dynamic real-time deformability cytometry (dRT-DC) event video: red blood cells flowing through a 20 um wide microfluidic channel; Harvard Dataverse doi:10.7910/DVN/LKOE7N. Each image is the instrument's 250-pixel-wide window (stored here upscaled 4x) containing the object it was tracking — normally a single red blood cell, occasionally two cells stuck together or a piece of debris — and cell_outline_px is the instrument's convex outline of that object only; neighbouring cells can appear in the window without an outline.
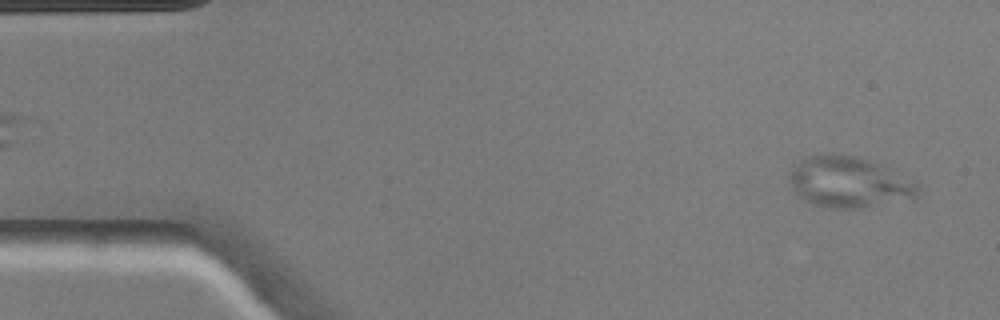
{"species": "common noctule bat (a hibernating species)", "species_latin": "Nyctalus noctula", "temperature_condition": "warm", "stored_images_in_passage": 48, "camera_frame_rate_fps": 3000, "um_per_image_px": 0.085, "animal": {"sex": "male", "body_mass_g": 20.5, "forearm_length_mm": 52.5}, "frame": {"image": 1, "passage_image": 2, "time_ms": 0.333, "image_size_px": [1000, 320], "cell_outline_px": [[920, 196], [856, 208], [824, 208], [812, 204], [800, 196], [788, 184], [788, 176], [792, 168], [800, 160], [808, 156], [824, 152], [840, 152], [856, 156], [868, 160], [916, 180], [920, 184]], "centroid_in_image_um": [72.13, 15.45], "position_along_channel_um": 12.9, "area_um2": 38.49}}
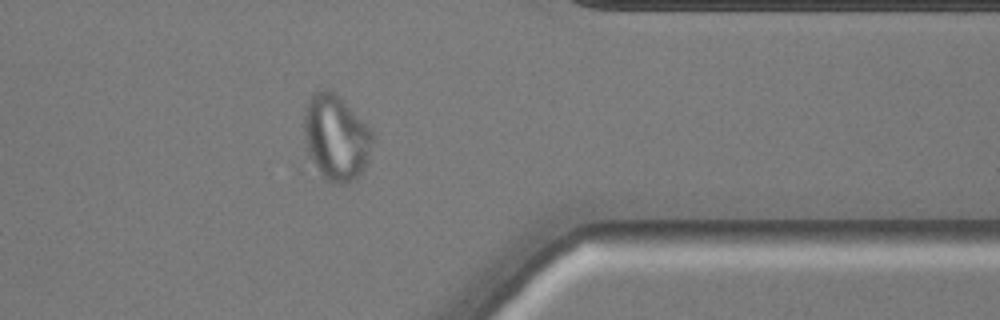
{"frame": {"image": 2, "passage_image": 38, "time_ms": 12.333, "image_size_px": [1000, 320], "cell_outline_px": [[372, 140], [364, 168], [356, 180], [348, 184], [332, 184], [324, 176], [312, 160], [308, 152], [304, 140], [304, 116], [308, 100], [316, 88], [320, 84], [328, 88], [372, 132]], "centroid_in_image_um": [28.51, 11.69], "position_along_channel_um": 382.9, "area_um2": 33.47}}
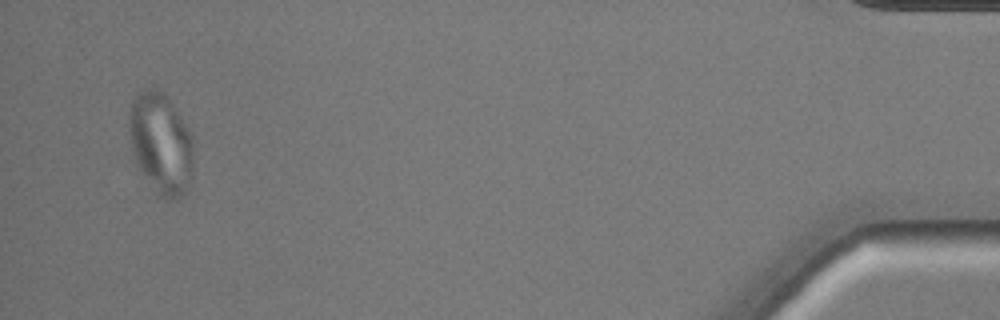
{"frame": {"image": 3, "passage_image": 46, "time_ms": 15.0, "image_size_px": [1000, 320], "cell_outline_px": [[192, 172], [188, 188], [176, 200], [168, 200], [160, 196], [156, 192], [140, 168], [136, 160], [132, 148], [128, 120], [128, 116], [132, 100], [144, 88], [160, 88], [168, 96], [188, 128], [192, 136]], "centroid_in_image_um": [13.68, 12.14], "position_along_channel_um": 421.5, "area_um2": 37.74}}